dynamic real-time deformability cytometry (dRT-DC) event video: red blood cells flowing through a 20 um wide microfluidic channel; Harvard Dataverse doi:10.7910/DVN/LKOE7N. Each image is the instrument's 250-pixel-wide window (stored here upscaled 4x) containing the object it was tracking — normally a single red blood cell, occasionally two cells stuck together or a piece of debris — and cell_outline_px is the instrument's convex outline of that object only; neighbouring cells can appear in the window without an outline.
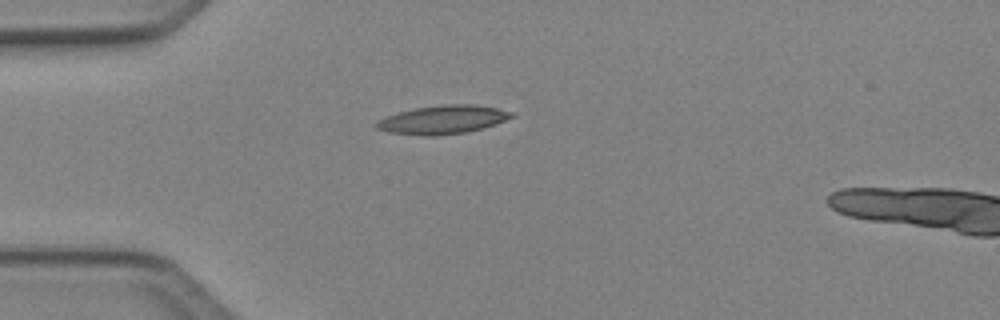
{"species": "Egyptian fruit bat (a non-hibernating species)", "species_latin": "Rousettus aegyptiacus", "temperature_condition": "cold", "stored_images_in_passage": 5, "camera_frame_rate_fps": 3000, "um_per_image_px": 0.085, "animal": {"sex": "female"}, "frame": {"image": 1, "passage_image": 4, "time_ms": 1.0, "image_size_px": [1000, 320], "cell_outline_px": [[516, 116], [496, 124], [484, 128], [464, 132], [436, 136], [424, 136], [388, 132], [376, 128], [376, 120], [384, 116], [416, 108], [444, 104], [476, 104], [516, 112]], "centroid_in_image_um": [37.67, 10.17], "position_along_channel_um": 47.3, "area_um2": 22.66}}